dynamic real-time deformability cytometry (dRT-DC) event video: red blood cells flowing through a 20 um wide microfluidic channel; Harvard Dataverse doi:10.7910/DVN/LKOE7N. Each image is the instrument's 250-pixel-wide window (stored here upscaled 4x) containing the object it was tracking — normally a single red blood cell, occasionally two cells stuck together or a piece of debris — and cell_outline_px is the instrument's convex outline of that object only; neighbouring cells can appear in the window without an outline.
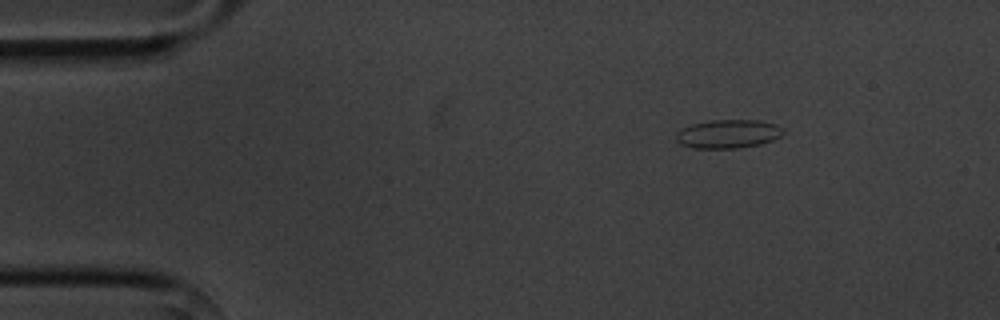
{"species": "common noctule bat (a hibernating species)", "species_latin": "Nyctalus noctula", "temperature_condition": "cold", "stored_images_in_passage": 4, "camera_frame_rate_fps": 3000, "um_per_image_px": 0.085, "animal": {"sex": "male", "body_mass_g": 20.1, "forearm_length_mm": 53.5}, "frame": {"image": 1, "passage_image": 1, "time_ms": 0.0, "image_size_px": [1000, 320], "cell_outline_px": [[784, 132], [780, 136], [772, 140], [760, 144], [736, 148], [692, 148], [680, 144], [676, 140], [676, 132], [692, 124], [708, 120], [756, 120], [776, 124], [784, 128]], "centroid_in_image_um": [61.88, 11.38], "position_along_channel_um": 23.1, "area_um2": 17.86}}